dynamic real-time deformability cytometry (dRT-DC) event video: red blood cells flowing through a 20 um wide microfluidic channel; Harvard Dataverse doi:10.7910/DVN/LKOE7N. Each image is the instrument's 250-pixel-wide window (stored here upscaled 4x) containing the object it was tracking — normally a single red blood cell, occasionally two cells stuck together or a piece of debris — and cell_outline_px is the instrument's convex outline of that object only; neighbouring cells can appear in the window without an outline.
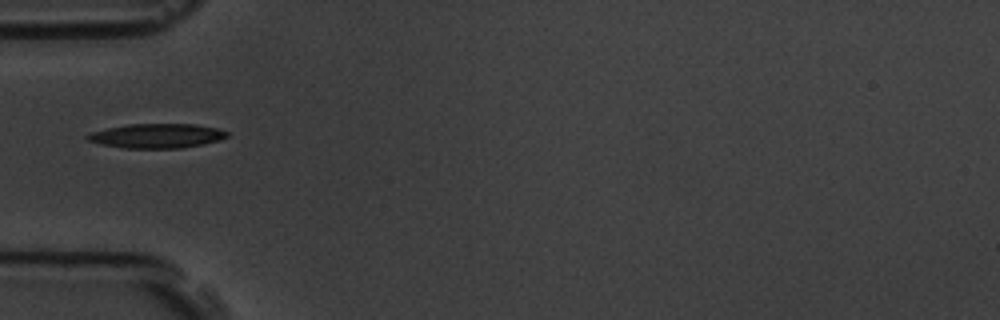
{"species": "common noctule bat (a hibernating species)", "species_latin": "Nyctalus noctula", "temperature_condition": "room temperature", "stored_images_in_passage": 31, "camera_frame_rate_fps": 3000, "um_per_image_px": 0.085, "animal": {"sex": "male", "body_mass_g": 19.5, "forearm_length_mm": 54.6}, "frame": {"image": 1, "passage_image": 1, "time_ms": 0.0, "image_size_px": [1000, 320], "cell_outline_px": [[228, 136], [220, 140], [204, 144], [180, 148], [124, 148], [100, 144], [88, 140], [84, 136], [92, 132], [108, 128], [128, 124], [196, 124], [216, 128], [228, 132]], "centroid_in_image_um": [13.34, 11.55], "position_along_channel_um": 71.7, "area_um2": 19.83}}
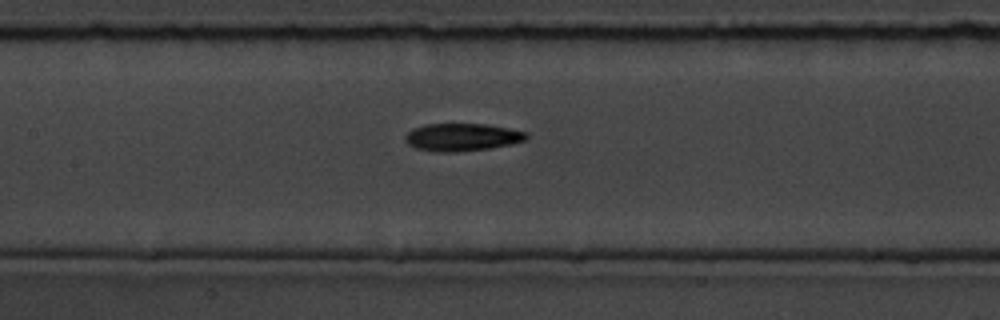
{"frame": {"image": 2, "passage_image": 9, "time_ms": 2.667, "image_size_px": [1000, 320], "cell_outline_px": [[528, 136], [524, 140], [508, 144], [488, 148], [456, 152], [440, 152], [416, 148], [408, 144], [404, 140], [404, 136], [412, 128], [424, 124], [488, 124], [528, 132]], "centroid_in_image_um": [39.23, 11.65], "position_along_channel_um": 168.2, "area_um2": 19.42}}
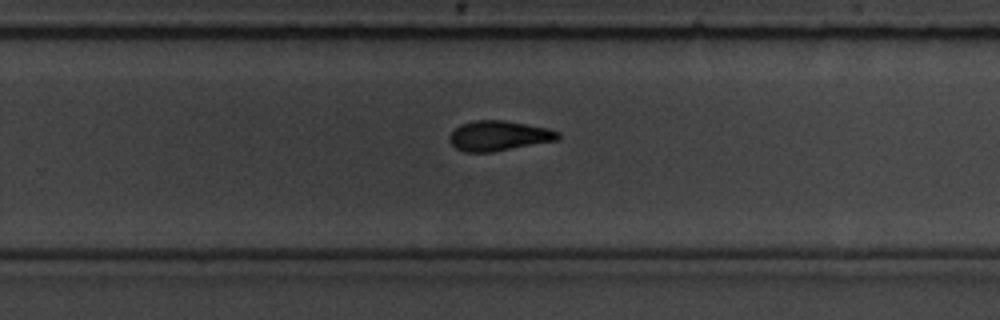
{"frame": {"image": 3, "passage_image": 19, "time_ms": 6.0, "image_size_px": [1000, 320], "cell_outline_px": [[560, 136], [556, 140], [492, 152], [464, 152], [456, 148], [448, 140], [448, 136], [460, 124], [476, 120], [504, 120], [548, 128], [560, 132]], "centroid_in_image_um": [42.37, 11.54], "position_along_channel_um": 287.4, "area_um2": 18.9}, "authors_computed_cell_mechanics": {"area_um2": 19.074, "velocity_mm_per_s": 3.5915, "shape_relaxation_time_tau1_ms": 3.5952, "shape_relaxation_time_tau2_ms": 2.4046, "deformation_change_tau1": 0.147, "deformation_change_tau2": 0.1002}}